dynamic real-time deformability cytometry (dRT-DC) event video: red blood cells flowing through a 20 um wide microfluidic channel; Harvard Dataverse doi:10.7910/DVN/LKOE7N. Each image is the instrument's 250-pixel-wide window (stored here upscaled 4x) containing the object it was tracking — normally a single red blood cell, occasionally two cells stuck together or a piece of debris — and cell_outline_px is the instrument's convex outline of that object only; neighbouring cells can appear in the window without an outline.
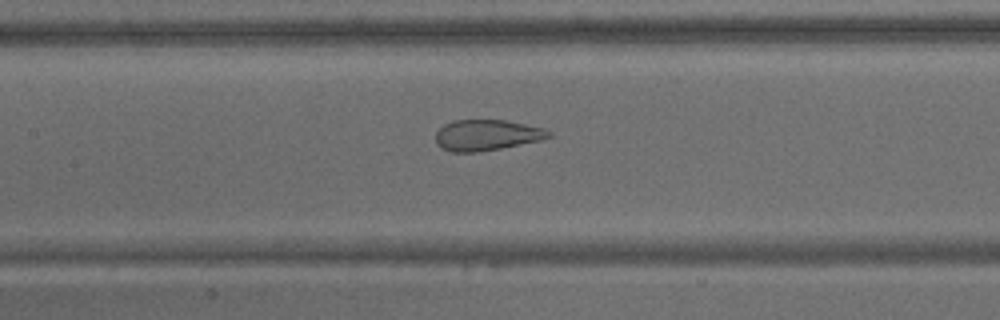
{"species": "common noctule bat (a hibernating species)", "species_latin": "Nyctalus noctula", "temperature_condition": "warm", "stored_images_in_passage": 66, "camera_frame_rate_fps": 3000, "um_per_image_px": 0.085, "animal": {"sex": "male", "body_mass_g": 15.6}, "frame": {"image": 1, "passage_image": 30, "time_ms": 9.667, "image_size_px": [1000, 320], "cell_outline_px": [[552, 136], [540, 140], [500, 148], [476, 152], [452, 152], [440, 148], [436, 144], [436, 132], [444, 124], [456, 120], [508, 120], [544, 128], [552, 132]], "centroid_in_image_um": [41.36, 11.48], "position_along_channel_um": 166.0, "area_um2": 20.35}}
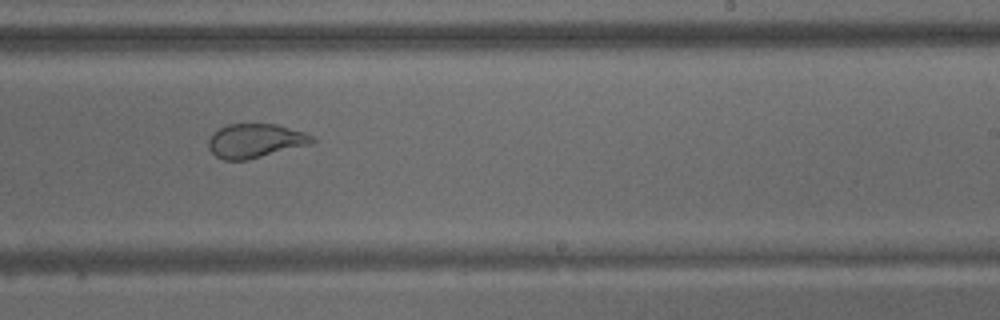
{"frame": {"image": 2, "passage_image": 40, "time_ms": 13.0, "image_size_px": [1000, 320], "cell_outline_px": [[316, 140], [308, 144], [248, 160], [224, 160], [216, 156], [208, 148], [208, 140], [212, 132], [228, 124], [276, 124], [304, 132], [312, 136]], "centroid_in_image_um": [21.65, 11.96], "position_along_channel_um": 267.4, "area_um2": 20.4}}
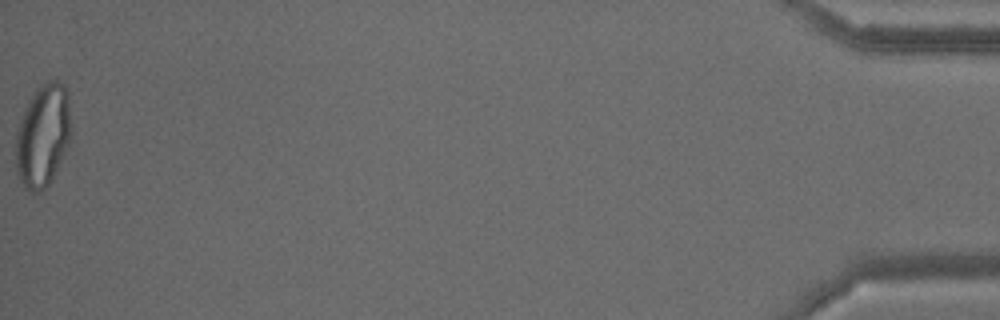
{"frame": {"image": 3, "passage_image": 66, "time_ms": 21.667, "image_size_px": [1000, 320], "cell_outline_px": [[72, 128], [64, 152], [52, 180], [40, 192], [28, 192], [20, 180], [16, 172], [16, 132], [24, 108], [28, 100], [36, 88], [44, 80], [60, 80], [68, 88]], "centroid_in_image_um": [3.65, 11.45], "position_along_channel_um": 431.5, "area_um2": 33.64}, "authors_computed_cell_mechanics": {"area_um2": 28.2642, "velocity_mm_per_s": 3.0515, "shape_relaxation_time_tau1_ms": null, "shape_relaxation_time_tau2_ms": 1.0358, "deformation_change_tau1": null, "deformation_change_tau2": 0.0828}}